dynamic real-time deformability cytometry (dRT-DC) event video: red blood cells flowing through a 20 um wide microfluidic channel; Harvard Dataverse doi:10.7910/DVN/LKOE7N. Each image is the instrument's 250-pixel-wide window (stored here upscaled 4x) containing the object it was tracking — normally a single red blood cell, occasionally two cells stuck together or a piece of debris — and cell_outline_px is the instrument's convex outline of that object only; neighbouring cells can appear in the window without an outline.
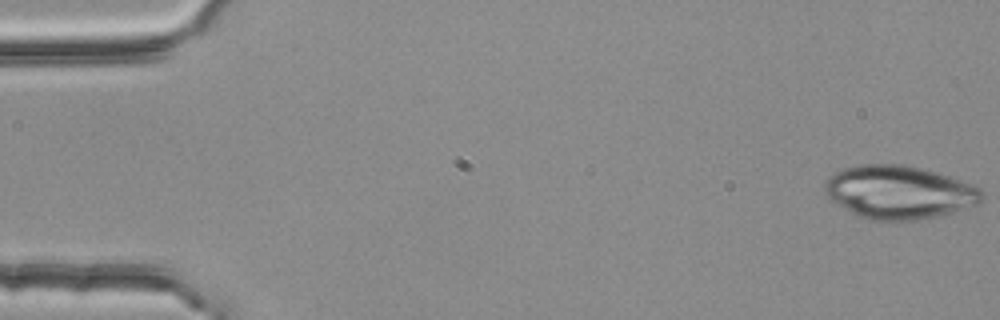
{"species": "common noctule bat (a hibernating species)", "species_latin": "Nyctalus noctula", "temperature_condition": "room temperature", "stored_images_in_passage": 54, "camera_frame_rate_fps": 3000, "um_per_image_px": 0.085, "animal": {"sex": "female", "body_mass_g": 25.1}, "frame": {"image": 1, "passage_image": 1, "time_ms": 0.0, "image_size_px": [1000, 320], "cell_outline_px": [[984, 200], [980, 204], [952, 212], [936, 216], [916, 220], [892, 224], [884, 224], [868, 220], [856, 216], [832, 200], [824, 192], [824, 180], [828, 176], [844, 168], [864, 164], [904, 164], [924, 168], [948, 176], [980, 188], [984, 192]], "centroid_in_image_um": [76.41, 16.38], "position_along_channel_um": 8.6, "area_um2": 49.77}}
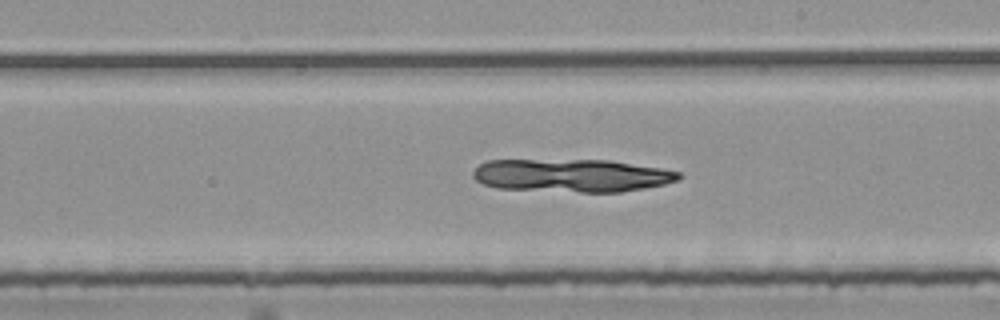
{"frame": {"image": 2, "passage_image": 31, "time_ms": 10.0, "image_size_px": [1000, 320], "cell_outline_px": [[684, 176], [676, 180], [664, 184], [620, 192], [580, 192], [496, 188], [484, 184], [476, 180], [472, 176], [472, 172], [480, 164], [488, 160], [608, 160], [660, 168], [680, 172]], "centroid_in_image_um": [48.57, 14.91], "position_along_channel_um": 240.4, "area_um2": 39.42}}
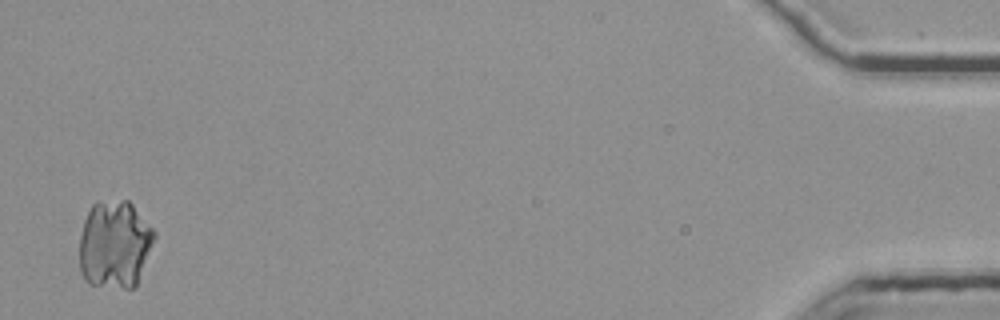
{"frame": {"image": 3, "passage_image": 53, "time_ms": 17.333, "image_size_px": [1000, 320], "cell_outline_px": [[156, 236], [136, 288], [124, 288], [88, 284], [84, 280], [80, 272], [80, 236], [84, 220], [92, 204], [100, 200], [128, 200], [132, 204], [156, 232]], "centroid_in_image_um": [9.75, 20.78], "position_along_channel_um": 425.5, "area_um2": 38.73}}